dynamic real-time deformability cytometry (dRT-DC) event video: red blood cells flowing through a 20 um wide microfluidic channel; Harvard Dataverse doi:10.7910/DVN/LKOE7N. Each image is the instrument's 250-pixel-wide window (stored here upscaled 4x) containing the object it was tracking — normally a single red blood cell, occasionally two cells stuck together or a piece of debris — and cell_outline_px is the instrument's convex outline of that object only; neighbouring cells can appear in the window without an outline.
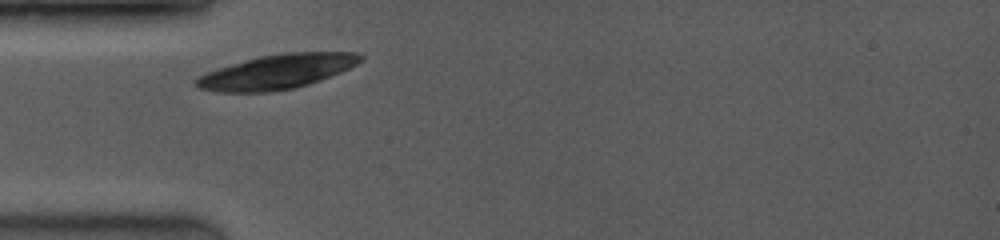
{"species": "common noctule bat (a hibernating species)", "species_latin": "Nyctalus noctula", "temperature_condition": "room temperature", "stored_images_in_passage": 1, "camera_frame_rate_fps": 3500, "um_per_image_px": 0.085, "animal": {"sex": "female", "body_mass_g": 19.0, "forearm_length_mm": 53.3}, "frame": {"image": 1, "passage_image": 1, "time_ms": 0.0, "image_size_px": [1000, 240], "cell_outline_px": [[364, 60], [340, 72], [308, 84], [296, 88], [268, 92], [220, 92], [196, 88], [196, 80], [204, 72], [216, 68], [244, 60], [260, 56], [284, 52], [356, 52], [364, 56]], "centroid_in_image_um": [23.53, 6.09], "position_along_channel_um": 61.5, "area_um2": 33.0}}